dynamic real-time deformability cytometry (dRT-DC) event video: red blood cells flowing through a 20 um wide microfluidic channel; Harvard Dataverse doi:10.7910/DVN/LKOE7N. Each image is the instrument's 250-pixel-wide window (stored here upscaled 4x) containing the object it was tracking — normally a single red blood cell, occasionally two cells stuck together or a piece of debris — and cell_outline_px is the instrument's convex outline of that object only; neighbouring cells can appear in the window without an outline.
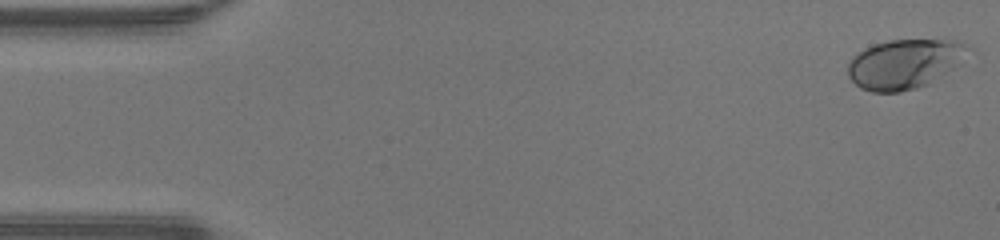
{"species": "human", "species_latin": "Homo sapiens", "temperature_condition": "warm", "stored_images_in_passage": 47, "camera_frame_rate_fps": 3000, "um_per_image_px": 0.085, "donor": {"sex": "male"}, "frame": {"image": 1, "passage_image": 1, "time_ms": 0.0, "image_size_px": [1000, 240], "cell_outline_px": [[964, 44], [944, 72], [928, 84], [916, 88], [900, 92], [872, 92], [860, 88], [848, 76], [848, 64], [852, 56], [876, 44], [888, 40], [952, 40]], "centroid_in_image_um": [76.63, 5.46], "position_along_channel_um": 8.4, "area_um2": 32.6}}
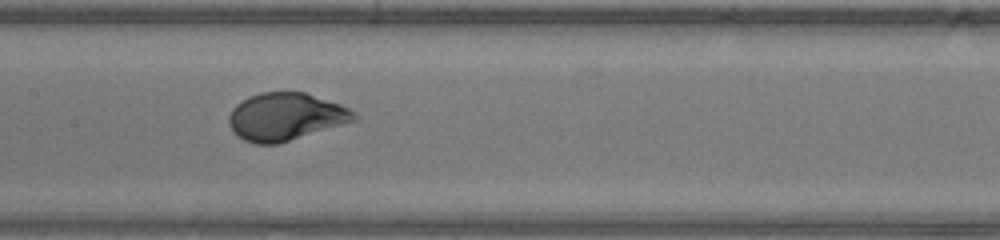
{"frame": {"image": 2, "passage_image": 23, "time_ms": 7.333, "image_size_px": [1000, 240], "cell_outline_px": [[360, 116], [356, 120], [280, 144], [256, 144], [244, 140], [236, 136], [232, 132], [228, 124], [228, 116], [232, 108], [240, 100], [248, 96], [260, 92], [304, 92], [340, 104], [356, 112]], "centroid_in_image_um": [24.24, 9.93], "position_along_channel_um": 183.2, "area_um2": 35.14}}
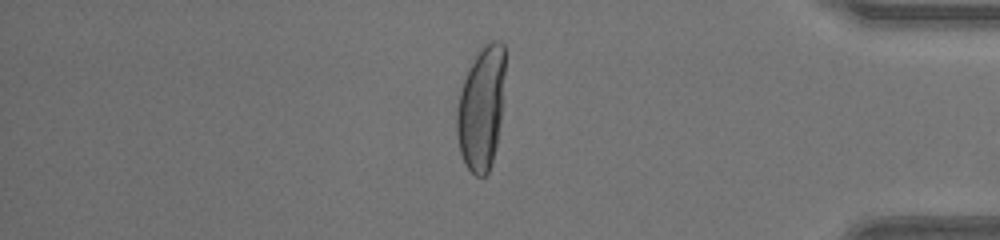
{"frame": {"image": 3, "passage_image": 40, "time_ms": 13.0, "image_size_px": [1000, 240], "cell_outline_px": [[504, 76], [500, 120], [496, 144], [492, 160], [488, 172], [484, 176], [476, 176], [464, 164], [460, 152], [456, 132], [456, 108], [460, 92], [468, 68], [476, 52], [484, 44], [492, 40], [500, 40], [504, 44]], "centroid_in_image_um": [40.89, 9.15], "position_along_channel_um": 394.3, "area_um2": 34.74}, "authors_computed_cell_mechanics": {"area_um2": 33.813, "velocity_mm_per_s": 4.3112, "shape_relaxation_time_tau1_ms": 3.7128, "shape_relaxation_time_tau2_ms": null, "deformation_change_tau1": 0.2361, "deformation_change_tau2": null}}